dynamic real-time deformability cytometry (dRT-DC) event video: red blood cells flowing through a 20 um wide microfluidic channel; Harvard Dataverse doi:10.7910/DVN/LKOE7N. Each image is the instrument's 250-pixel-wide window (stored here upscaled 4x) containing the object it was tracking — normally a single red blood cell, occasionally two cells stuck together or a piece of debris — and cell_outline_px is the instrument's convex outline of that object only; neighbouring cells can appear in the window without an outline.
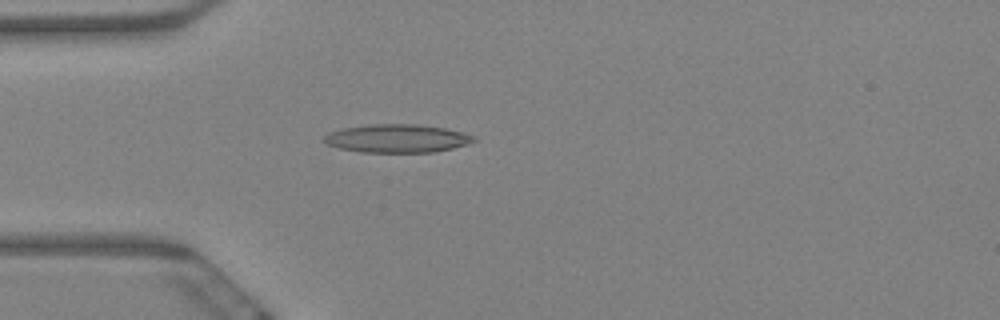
{"species": "Egyptian fruit bat (a non-hibernating species)", "species_latin": "Rousettus aegyptiacus", "temperature_condition": "warm", "stored_images_in_passage": 5, "camera_frame_rate_fps": 3000, "um_per_image_px": 0.085, "animal": {"sex": "female"}, "frame": {"image": 1, "passage_image": 5, "time_ms": 1.333, "image_size_px": [1000, 320], "cell_outline_px": [[476, 140], [452, 148], [436, 152], [360, 152], [340, 148], [328, 144], [320, 140], [328, 132], [344, 128], [372, 124], [416, 124], [444, 128], [464, 132], [476, 136]], "centroid_in_image_um": [33.73, 11.76], "position_along_channel_um": 51.3, "area_um2": 24.62}}